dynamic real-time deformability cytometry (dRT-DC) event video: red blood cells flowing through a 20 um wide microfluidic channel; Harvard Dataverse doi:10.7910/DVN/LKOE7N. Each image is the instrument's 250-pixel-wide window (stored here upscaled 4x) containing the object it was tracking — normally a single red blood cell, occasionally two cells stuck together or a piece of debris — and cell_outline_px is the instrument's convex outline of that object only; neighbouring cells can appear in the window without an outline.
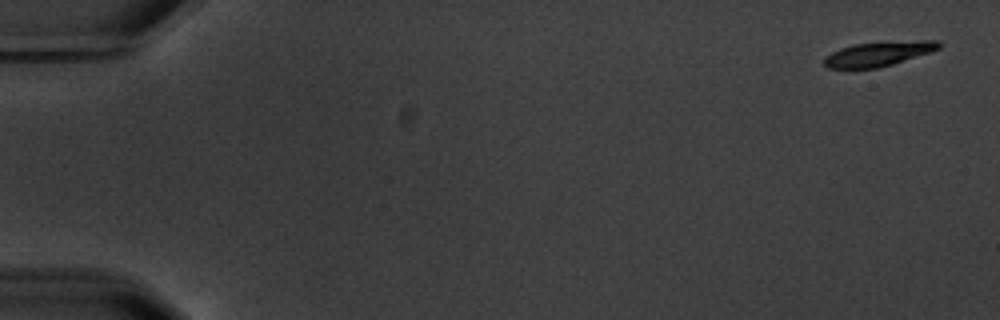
{"species": "common noctule bat (a hibernating species)", "species_latin": "Nyctalus noctula", "temperature_condition": "warm", "stored_images_in_passage": 7, "camera_frame_rate_fps": 3000, "um_per_image_px": 0.085, "animal": {"sex": "male", "body_mass_g": 20.1, "forearm_length_mm": 53.5}, "frame": {"image": 1, "passage_image": 1, "time_ms": 0.0, "image_size_px": [1000, 320], "cell_outline_px": [[940, 48], [932, 52], [892, 64], [876, 68], [828, 68], [824, 64], [824, 60], [832, 52], [840, 48], [856, 44], [920, 40], [936, 40], [940, 44]], "centroid_in_image_um": [74.7, 4.58], "position_along_channel_um": 10.3, "area_um2": 16.07}}
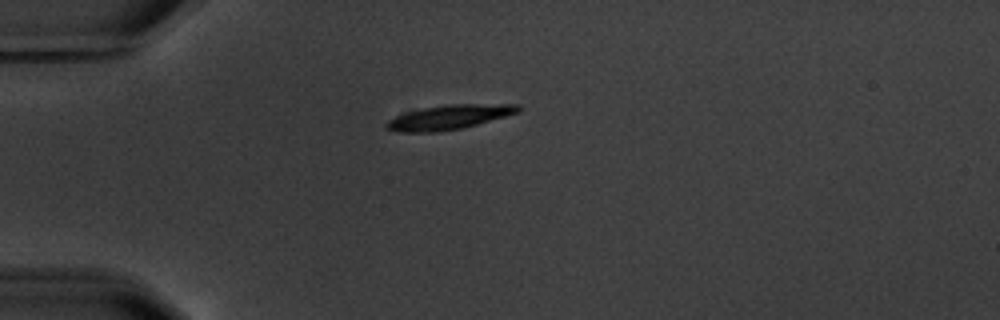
{"frame": {"image": 2, "passage_image": 5, "time_ms": 4.667, "image_size_px": [1000, 320], "cell_outline_px": [[524, 108], [520, 112], [476, 124], [460, 128], [436, 132], [396, 132], [384, 128], [384, 124], [388, 120], [396, 116], [408, 112], [424, 108], [452, 104], [520, 104]], "centroid_in_image_um": [38.19, 9.96], "position_along_channel_um": 46.8, "area_um2": 18.67}}
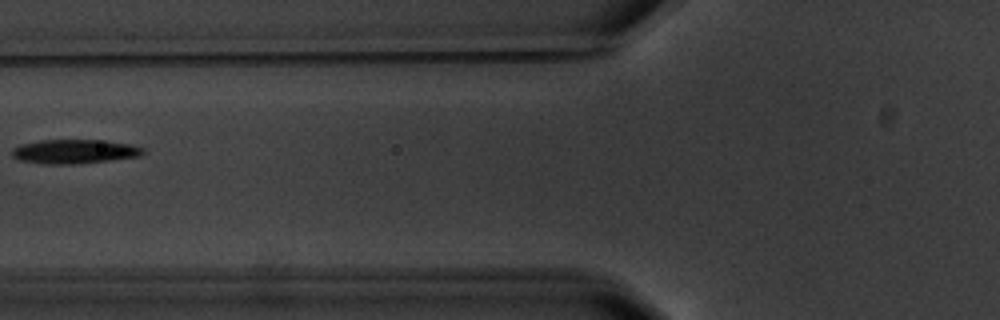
{"frame": {"image": 3, "passage_image": 7, "time_ms": 7.333, "image_size_px": [1000, 320], "cell_outline_px": [[144, 152], [140, 156], [76, 164], [44, 164], [20, 160], [12, 156], [12, 148], [20, 144], [40, 140], [104, 140], [132, 144], [144, 148]], "centroid_in_image_um": [6.32, 12.87], "position_along_channel_um": 119.5, "area_um2": 18.5}}